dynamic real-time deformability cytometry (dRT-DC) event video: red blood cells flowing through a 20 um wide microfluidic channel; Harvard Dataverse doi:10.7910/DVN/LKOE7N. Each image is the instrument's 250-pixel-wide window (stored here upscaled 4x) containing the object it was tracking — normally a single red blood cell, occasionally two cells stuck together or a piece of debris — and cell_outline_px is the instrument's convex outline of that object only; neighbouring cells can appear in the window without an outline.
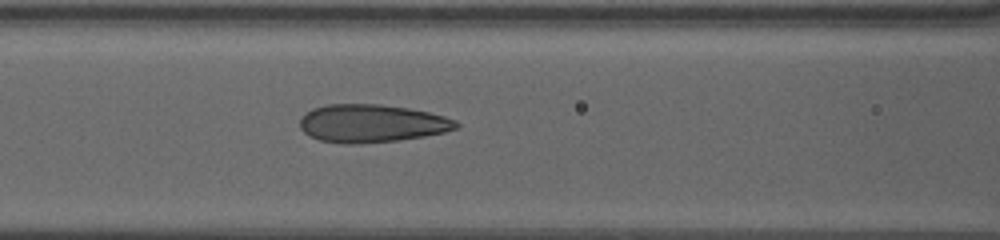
{"species": "human", "species_latin": "Homo sapiens", "temperature_condition": "warm", "stored_images_in_passage": 21, "camera_frame_rate_fps": 3000, "um_per_image_px": 0.085, "donor": {"sex": "female"}, "frame": {"image": 1, "passage_image": 18, "time_ms": 9.667, "image_size_px": [1000, 240], "cell_outline_px": [[460, 124], [456, 128], [444, 132], [424, 136], [400, 140], [356, 144], [344, 144], [320, 140], [308, 136], [300, 128], [300, 120], [312, 108], [328, 104], [380, 104], [408, 108], [428, 112], [444, 116], [456, 120]], "centroid_in_image_um": [31.59, 10.49], "position_along_channel_um": 135.0, "area_um2": 34.56}}
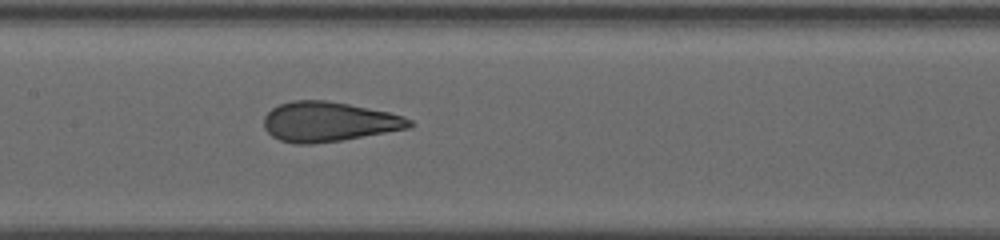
{"frame": {"image": 2, "passage_image": 21, "time_ms": 11.0, "image_size_px": [1000, 240], "cell_outline_px": [[412, 124], [408, 128], [340, 140], [312, 144], [296, 144], [280, 140], [272, 136], [264, 128], [264, 116], [272, 108], [280, 104], [292, 100], [324, 100], [348, 104], [388, 112], [404, 116], [412, 120]], "centroid_in_image_um": [27.9, 10.34], "position_along_channel_um": 179.5, "area_um2": 33.41}}